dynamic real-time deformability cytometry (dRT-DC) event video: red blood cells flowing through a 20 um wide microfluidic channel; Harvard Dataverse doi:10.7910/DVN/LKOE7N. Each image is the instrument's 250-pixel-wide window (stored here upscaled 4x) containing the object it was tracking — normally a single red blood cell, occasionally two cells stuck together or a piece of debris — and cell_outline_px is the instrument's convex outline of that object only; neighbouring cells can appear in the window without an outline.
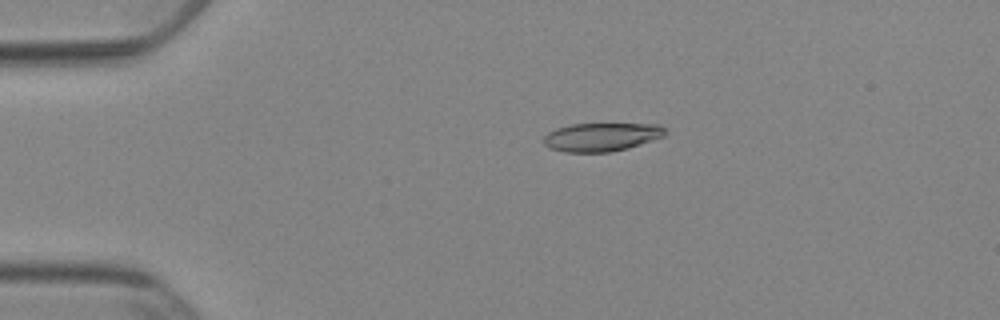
{"species": "Egyptian fruit bat (a non-hibernating species)", "species_latin": "Rousettus aegyptiacus", "temperature_condition": "cold", "stored_images_in_passage": 52, "camera_frame_rate_fps": 3000, "um_per_image_px": 0.085, "animal": {"sex": "female"}, "frame": {"image": 1, "passage_image": 11, "time_ms": 3.333, "image_size_px": [1000, 320], "cell_outline_px": [[668, 132], [664, 136], [628, 148], [612, 152], [564, 152], [548, 148], [544, 144], [544, 136], [548, 132], [556, 128], [572, 124], [660, 124]], "centroid_in_image_um": [51.12, 11.64], "position_along_channel_um": 33.9, "area_um2": 20.23}}
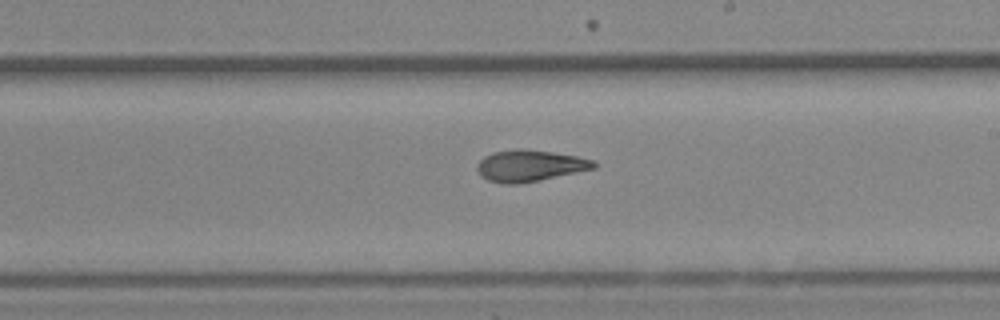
{"frame": {"image": 2, "passage_image": 31, "time_ms": 10.0, "image_size_px": [1000, 320], "cell_outline_px": [[596, 168], [540, 180], [520, 184], [504, 184], [488, 180], [480, 176], [476, 168], [476, 164], [484, 156], [492, 152], [520, 148], [552, 152], [576, 156], [596, 160]], "centroid_in_image_um": [45.01, 14.09], "position_along_channel_um": 244.0, "area_um2": 21.56}}
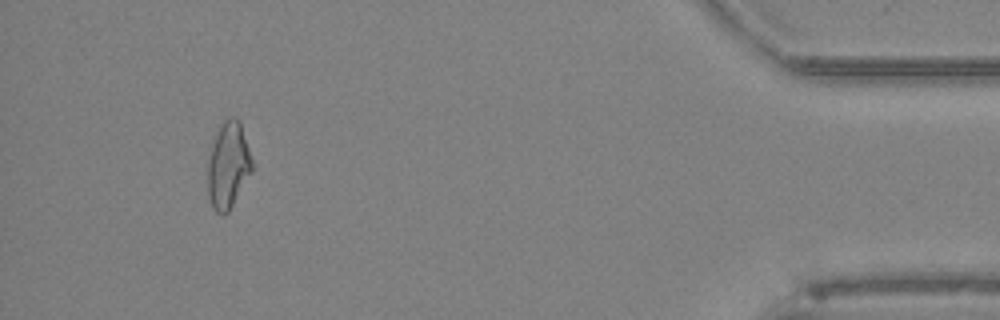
{"frame": {"image": 3, "passage_image": 49, "time_ms": 16.0, "image_size_px": [1000, 320], "cell_outline_px": [[252, 172], [228, 212], [224, 216], [216, 212], [212, 208], [208, 196], [208, 164], [212, 144], [220, 124], [228, 116], [236, 116], [240, 120], [252, 160]], "centroid_in_image_um": [19.39, 14.04], "position_along_channel_um": 415.8, "area_um2": 22.37}, "authors_computed_cell_mechanics": {"area_um2": 21.2993, "velocity_mm_per_s": 3.8937, "shape_relaxation_time_tau1_ms": 5.3448, "shape_relaxation_time_tau2_ms": 3.1211, "deformation_change_tau1": 0.184, "deformation_change_tau2": 0.1122}}